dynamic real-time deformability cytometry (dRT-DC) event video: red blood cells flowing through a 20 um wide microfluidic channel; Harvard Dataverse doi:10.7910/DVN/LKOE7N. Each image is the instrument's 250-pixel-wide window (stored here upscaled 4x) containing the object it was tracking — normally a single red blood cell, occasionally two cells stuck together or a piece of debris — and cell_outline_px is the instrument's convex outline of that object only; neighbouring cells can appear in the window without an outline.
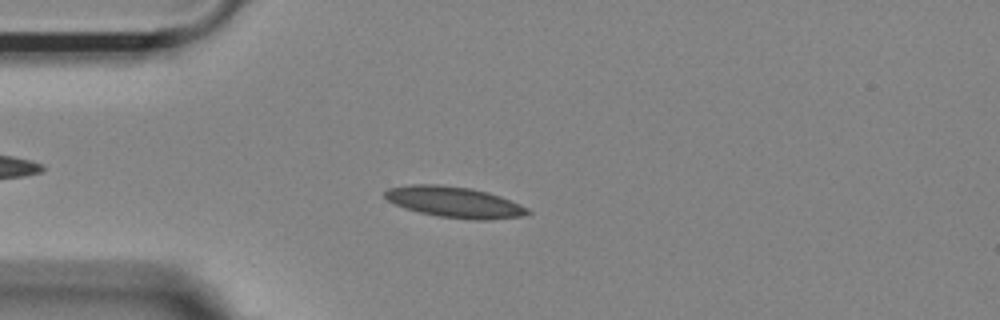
{"species": "Egyptian fruit bat (a non-hibernating species)", "species_latin": "Rousettus aegyptiacus", "temperature_condition": "room temperature", "stored_images_in_passage": 52, "camera_frame_rate_fps": 3000, "um_per_image_px": 0.085, "animal": {"sex": "female"}, "frame": {"image": 1, "passage_image": 10, "time_ms": 3.0, "image_size_px": [1000, 320], "cell_outline_px": [[532, 212], [520, 216], [488, 220], [472, 220], [440, 216], [420, 212], [404, 208], [388, 200], [384, 196], [384, 192], [388, 188], [412, 184], [436, 184], [472, 188], [488, 192], [500, 196], [520, 204], [528, 208]], "centroid_in_image_um": [38.63, 17.17], "position_along_channel_um": 46.4, "area_um2": 25.61}}
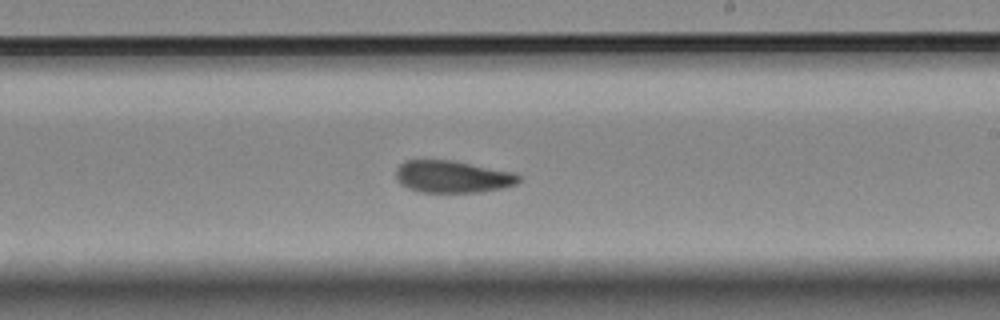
{"frame": {"image": 2, "passage_image": 28, "time_ms": 9.0, "image_size_px": [1000, 320], "cell_outline_px": [[524, 176], [516, 184], [500, 188], [480, 192], [420, 192], [408, 188], [400, 184], [396, 176], [396, 168], [404, 160], [452, 160], [516, 172]], "centroid_in_image_um": [38.49, 15.01], "position_along_channel_um": 250.5, "area_um2": 23.24}}
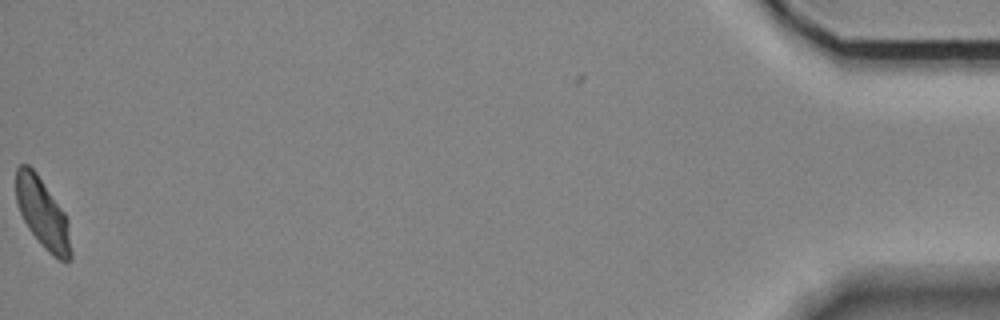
{"frame": {"image": 3, "passage_image": 51, "time_ms": 16.667, "image_size_px": [1000, 320], "cell_outline_px": [[72, 260], [60, 260], [48, 252], [44, 248], [28, 228], [20, 212], [16, 200], [16, 168], [20, 164], [28, 164], [36, 172], [64, 212], [68, 220], [72, 252]], "centroid_in_image_um": [3.63, 18.14], "position_along_channel_um": 431.6, "area_um2": 22.25}, "authors_computed_cell_mechanics": {"area_um2": 23.3512, "velocity_mm_per_s": 3.6374, "shape_relaxation_time_tau1_ms": null, "shape_relaxation_time_tau2_ms": 7.0938, "deformation_change_tau1": null, "deformation_change_tau2": 0.1198}}